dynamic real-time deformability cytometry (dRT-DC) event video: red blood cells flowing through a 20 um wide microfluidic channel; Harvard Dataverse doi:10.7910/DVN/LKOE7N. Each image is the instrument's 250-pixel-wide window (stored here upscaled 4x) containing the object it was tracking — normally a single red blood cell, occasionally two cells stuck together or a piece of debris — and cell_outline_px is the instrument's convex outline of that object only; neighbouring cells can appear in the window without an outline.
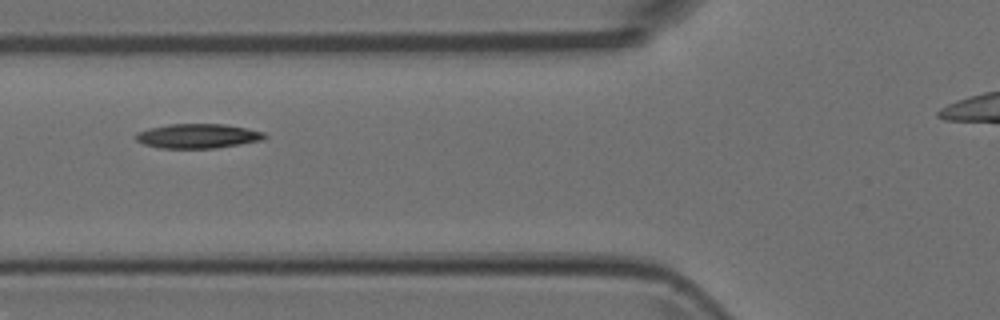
{"species": "Egyptian fruit bat (a non-hibernating species)", "species_latin": "Rousettus aegyptiacus", "temperature_condition": "room temperature", "stored_images_in_passage": 2, "camera_frame_rate_fps": 3000, "um_per_image_px": 0.085, "animal": {"sex": "female"}, "frame": {"image": 1, "passage_image": 2, "time_ms": 0.333, "image_size_px": [1000, 320], "cell_outline_px": [[268, 136], [260, 140], [240, 144], [216, 148], [160, 148], [144, 144], [136, 140], [136, 132], [148, 128], [168, 124], [224, 124], [264, 132]], "centroid_in_image_um": [16.78, 11.56], "position_along_channel_um": 109.0, "area_um2": 18.26}}